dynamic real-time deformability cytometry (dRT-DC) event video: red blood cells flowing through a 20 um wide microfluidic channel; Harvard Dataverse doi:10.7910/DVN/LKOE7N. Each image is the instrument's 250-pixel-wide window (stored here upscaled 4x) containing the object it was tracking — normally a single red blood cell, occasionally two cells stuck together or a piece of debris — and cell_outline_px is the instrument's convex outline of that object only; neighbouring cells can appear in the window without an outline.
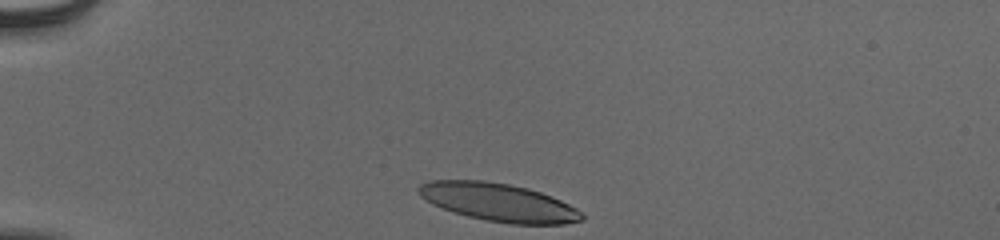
{"species": "human", "species_latin": "Homo sapiens", "temperature_condition": "cold", "stored_images_in_passage": 33, "camera_frame_rate_fps": 3000, "um_per_image_px": 0.085, "donor": {"sex": "male"}, "frame": {"image": 1, "passage_image": 1, "time_ms": 0.0, "image_size_px": [1000, 240], "cell_outline_px": [[584, 220], [564, 224], [508, 224], [468, 216], [432, 204], [420, 196], [416, 192], [416, 188], [420, 184], [428, 180], [484, 180], [508, 184], [528, 188], [552, 196], [576, 208], [584, 216]], "centroid_in_image_um": [42.36, 17.18], "position_along_channel_um": 42.6, "area_um2": 36.13}}
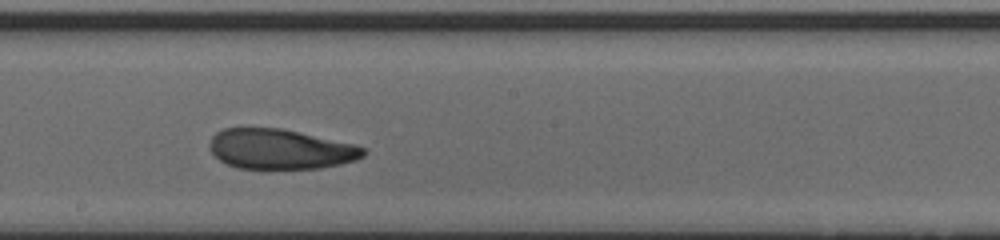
{"frame": {"image": 2, "passage_image": 19, "time_ms": 6.0, "image_size_px": [1000, 240], "cell_outline_px": [[368, 152], [364, 156], [356, 160], [340, 164], [320, 168], [236, 168], [220, 160], [212, 152], [208, 144], [212, 136], [216, 132], [224, 128], [280, 128], [356, 144], [364, 148]], "centroid_in_image_um": [23.84, 12.67], "position_along_channel_um": 224.4, "area_um2": 35.84}}
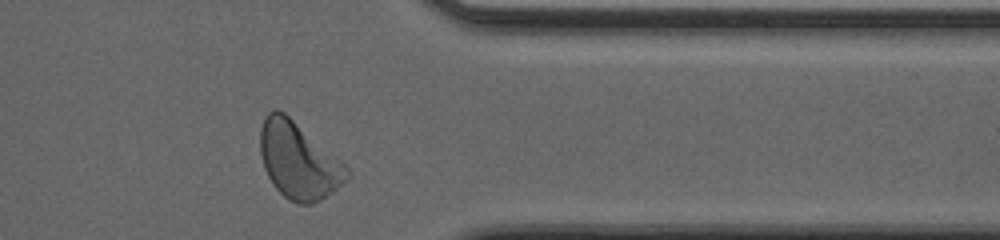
{"frame": {"image": 3, "passage_image": 32, "time_ms": 10.333, "image_size_px": [1000, 240], "cell_outline_px": [[352, 176], [344, 184], [320, 200], [312, 204], [300, 204], [288, 200], [272, 184], [264, 168], [260, 152], [260, 128], [264, 116], [268, 112], [276, 108], [284, 112], [340, 160], [352, 172]], "centroid_in_image_um": [25.37, 13.66], "position_along_channel_um": 386.0, "area_um2": 38.61}, "authors_computed_cell_mechanics": {"area_um2": 36.8764, "velocity_mm_per_s": 3.856, "shape_relaxation_time_tau1_ms": 5.3534, "shape_relaxation_time_tau2_ms": 2.0034, "deformation_change_tau1": 0.1767, "deformation_change_tau2": 0.0889}}